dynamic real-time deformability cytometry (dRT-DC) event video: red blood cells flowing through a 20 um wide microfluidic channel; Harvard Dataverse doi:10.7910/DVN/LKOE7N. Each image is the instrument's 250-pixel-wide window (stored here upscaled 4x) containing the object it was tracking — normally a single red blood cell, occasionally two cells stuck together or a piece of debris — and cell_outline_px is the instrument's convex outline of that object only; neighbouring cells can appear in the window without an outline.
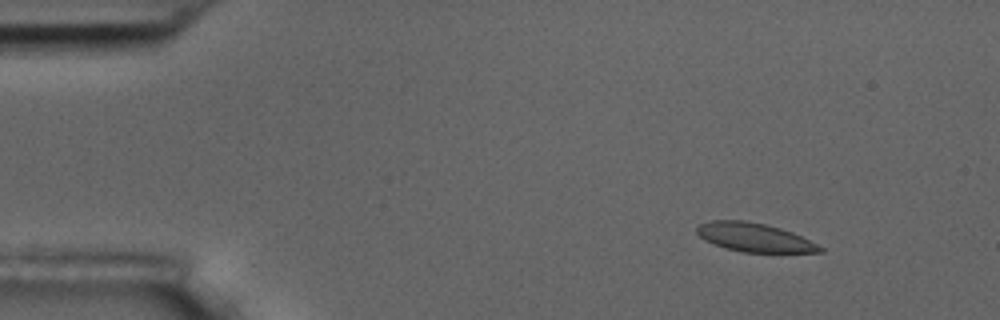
{"species": "common noctule bat (a hibernating species)", "species_latin": "Nyctalus noctula", "temperature_condition": "room temperature", "stored_images_in_passage": 7, "camera_frame_rate_fps": 3000, "um_per_image_px": 0.085, "animal": {"sex": "male", "body_mass_g": 17.5, "forearm_length_mm": 52.3}, "frame": {"image": 1, "passage_image": 2, "time_ms": 1.0, "image_size_px": [1000, 320], "cell_outline_px": [[824, 252], [744, 252], [728, 248], [704, 240], [696, 232], [696, 228], [700, 224], [712, 220], [744, 220], [764, 224], [780, 228], [792, 232], [824, 248]], "centroid_in_image_um": [64.11, 20.17], "position_along_channel_um": 20.9, "area_um2": 20.23}}
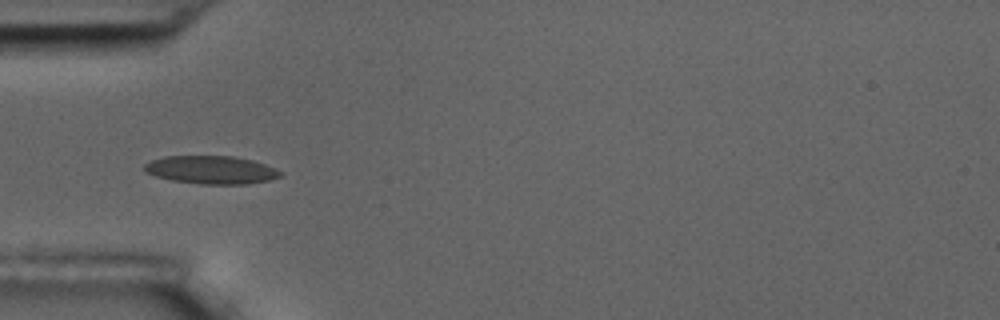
{"frame": {"image": 2, "passage_image": 5, "time_ms": 4.667, "image_size_px": [1000, 320], "cell_outline_px": [[284, 172], [280, 176], [268, 180], [248, 184], [200, 184], [172, 180], [156, 176], [144, 172], [144, 164], [152, 160], [164, 156], [232, 156], [252, 160], [264, 164]], "centroid_in_image_um": [17.94, 14.44], "position_along_channel_um": 67.1, "area_um2": 22.2}}